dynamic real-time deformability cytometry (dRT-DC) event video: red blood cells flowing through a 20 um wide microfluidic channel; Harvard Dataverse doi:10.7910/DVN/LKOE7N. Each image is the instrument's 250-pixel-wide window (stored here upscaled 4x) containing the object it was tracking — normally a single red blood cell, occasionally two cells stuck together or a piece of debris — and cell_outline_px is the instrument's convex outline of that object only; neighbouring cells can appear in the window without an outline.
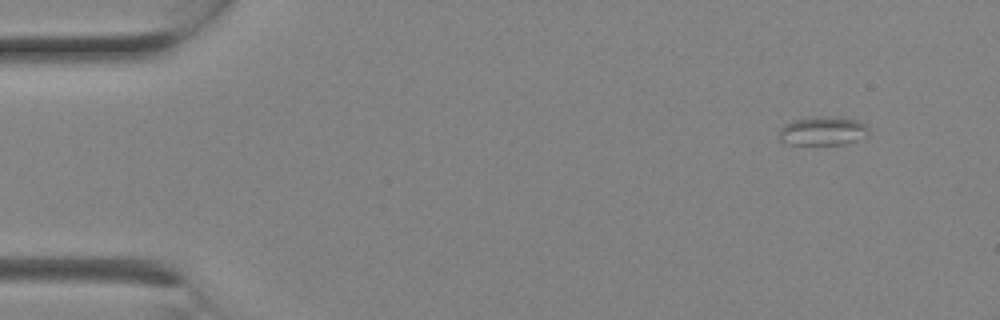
{"species": "Egyptian fruit bat (a non-hibernating species)", "species_latin": "Rousettus aegyptiacus", "temperature_condition": "room temperature", "stored_images_in_passage": 3, "camera_frame_rate_fps": 3000, "um_per_image_px": 0.085, "animal": {"sex": "female"}, "frame": {"image": 1, "passage_image": 1, "time_ms": 0.0, "image_size_px": [1000, 320], "cell_outline_px": [[868, 136], [844, 144], [788, 144], [780, 140], [780, 128], [784, 124], [796, 120], [828, 116], [856, 120], [864, 124], [868, 128]], "centroid_in_image_um": [69.95, 11.14], "position_along_channel_um": 15.1, "area_um2": 14.68}}